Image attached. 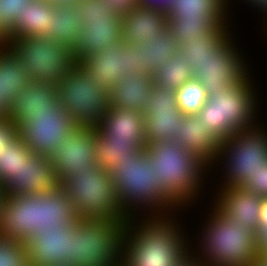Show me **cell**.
<instances>
[{"label":"cell","instance_id":"cell-32","mask_svg":"<svg viewBox=\"0 0 267 266\" xmlns=\"http://www.w3.org/2000/svg\"><path fill=\"white\" fill-rule=\"evenodd\" d=\"M81 28L80 20L68 13L67 1L54 0V18H51L50 32L45 38L56 40L74 50L78 44V33Z\"/></svg>","mask_w":267,"mask_h":266},{"label":"cell","instance_id":"cell-4","mask_svg":"<svg viewBox=\"0 0 267 266\" xmlns=\"http://www.w3.org/2000/svg\"><path fill=\"white\" fill-rule=\"evenodd\" d=\"M153 160L156 179L162 191L181 209L185 210L202 199L208 179L209 166L191 151L175 141L150 143L145 146ZM208 172V173H207ZM205 177V178H204ZM206 183V184H205Z\"/></svg>","mask_w":267,"mask_h":266},{"label":"cell","instance_id":"cell-29","mask_svg":"<svg viewBox=\"0 0 267 266\" xmlns=\"http://www.w3.org/2000/svg\"><path fill=\"white\" fill-rule=\"evenodd\" d=\"M136 47L137 72L156 74L179 50L169 28L156 39L141 42Z\"/></svg>","mask_w":267,"mask_h":266},{"label":"cell","instance_id":"cell-36","mask_svg":"<svg viewBox=\"0 0 267 266\" xmlns=\"http://www.w3.org/2000/svg\"><path fill=\"white\" fill-rule=\"evenodd\" d=\"M33 152L28 149L19 133L9 142L0 155V185L14 177L25 160Z\"/></svg>","mask_w":267,"mask_h":266},{"label":"cell","instance_id":"cell-10","mask_svg":"<svg viewBox=\"0 0 267 266\" xmlns=\"http://www.w3.org/2000/svg\"><path fill=\"white\" fill-rule=\"evenodd\" d=\"M57 95L73 122L86 128H97L110 106V95L96 87L78 63L57 86Z\"/></svg>","mask_w":267,"mask_h":266},{"label":"cell","instance_id":"cell-3","mask_svg":"<svg viewBox=\"0 0 267 266\" xmlns=\"http://www.w3.org/2000/svg\"><path fill=\"white\" fill-rule=\"evenodd\" d=\"M207 207L198 240L190 241V258L200 266H248L259 255L256 234L224 217L211 203Z\"/></svg>","mask_w":267,"mask_h":266},{"label":"cell","instance_id":"cell-19","mask_svg":"<svg viewBox=\"0 0 267 266\" xmlns=\"http://www.w3.org/2000/svg\"><path fill=\"white\" fill-rule=\"evenodd\" d=\"M216 191V192H215ZM213 191L212 205L227 219L248 227L257 234L260 225L262 197L242 187H227Z\"/></svg>","mask_w":267,"mask_h":266},{"label":"cell","instance_id":"cell-38","mask_svg":"<svg viewBox=\"0 0 267 266\" xmlns=\"http://www.w3.org/2000/svg\"><path fill=\"white\" fill-rule=\"evenodd\" d=\"M0 266H30L26 245L0 236Z\"/></svg>","mask_w":267,"mask_h":266},{"label":"cell","instance_id":"cell-40","mask_svg":"<svg viewBox=\"0 0 267 266\" xmlns=\"http://www.w3.org/2000/svg\"><path fill=\"white\" fill-rule=\"evenodd\" d=\"M18 134V126L7 117H0V155L9 142Z\"/></svg>","mask_w":267,"mask_h":266},{"label":"cell","instance_id":"cell-1","mask_svg":"<svg viewBox=\"0 0 267 266\" xmlns=\"http://www.w3.org/2000/svg\"><path fill=\"white\" fill-rule=\"evenodd\" d=\"M178 216L182 217L179 212L130 217L122 237L121 265L182 266L186 263L190 259L191 239L187 226L181 218L178 221Z\"/></svg>","mask_w":267,"mask_h":266},{"label":"cell","instance_id":"cell-9","mask_svg":"<svg viewBox=\"0 0 267 266\" xmlns=\"http://www.w3.org/2000/svg\"><path fill=\"white\" fill-rule=\"evenodd\" d=\"M61 187L66 191L79 218H107L129 220L120 209L113 178L105 168L75 173L66 178Z\"/></svg>","mask_w":267,"mask_h":266},{"label":"cell","instance_id":"cell-30","mask_svg":"<svg viewBox=\"0 0 267 266\" xmlns=\"http://www.w3.org/2000/svg\"><path fill=\"white\" fill-rule=\"evenodd\" d=\"M233 19L230 18H168V28L178 47L185 41L212 39Z\"/></svg>","mask_w":267,"mask_h":266},{"label":"cell","instance_id":"cell-42","mask_svg":"<svg viewBox=\"0 0 267 266\" xmlns=\"http://www.w3.org/2000/svg\"><path fill=\"white\" fill-rule=\"evenodd\" d=\"M125 50L130 55L129 73L132 75H136V74H138V72H137V59H136V47H134V45L128 44L126 46Z\"/></svg>","mask_w":267,"mask_h":266},{"label":"cell","instance_id":"cell-12","mask_svg":"<svg viewBox=\"0 0 267 266\" xmlns=\"http://www.w3.org/2000/svg\"><path fill=\"white\" fill-rule=\"evenodd\" d=\"M234 32L236 31L231 30L210 51V57L200 63L194 73V78L203 84L208 96L238 84L250 71L253 72V69L249 67L251 66L249 65L251 63L248 62L250 59L246 58V55L242 52L243 49L237 45L240 43L236 42L239 39H235L236 35L233 34Z\"/></svg>","mask_w":267,"mask_h":266},{"label":"cell","instance_id":"cell-25","mask_svg":"<svg viewBox=\"0 0 267 266\" xmlns=\"http://www.w3.org/2000/svg\"><path fill=\"white\" fill-rule=\"evenodd\" d=\"M153 76L147 73H126L110 93V107L143 113L154 88Z\"/></svg>","mask_w":267,"mask_h":266},{"label":"cell","instance_id":"cell-28","mask_svg":"<svg viewBox=\"0 0 267 266\" xmlns=\"http://www.w3.org/2000/svg\"><path fill=\"white\" fill-rule=\"evenodd\" d=\"M28 82L19 60L6 46H0V117H7L12 101Z\"/></svg>","mask_w":267,"mask_h":266},{"label":"cell","instance_id":"cell-49","mask_svg":"<svg viewBox=\"0 0 267 266\" xmlns=\"http://www.w3.org/2000/svg\"><path fill=\"white\" fill-rule=\"evenodd\" d=\"M258 252L267 259V241L258 249Z\"/></svg>","mask_w":267,"mask_h":266},{"label":"cell","instance_id":"cell-17","mask_svg":"<svg viewBox=\"0 0 267 266\" xmlns=\"http://www.w3.org/2000/svg\"><path fill=\"white\" fill-rule=\"evenodd\" d=\"M127 45V41L122 39L109 50L91 53L77 60V63L87 72L96 87L110 95L116 82L129 73L130 55L125 50Z\"/></svg>","mask_w":267,"mask_h":266},{"label":"cell","instance_id":"cell-33","mask_svg":"<svg viewBox=\"0 0 267 266\" xmlns=\"http://www.w3.org/2000/svg\"><path fill=\"white\" fill-rule=\"evenodd\" d=\"M194 78L186 55L179 49L176 54L153 76L154 84L176 91L185 82Z\"/></svg>","mask_w":267,"mask_h":266},{"label":"cell","instance_id":"cell-6","mask_svg":"<svg viewBox=\"0 0 267 266\" xmlns=\"http://www.w3.org/2000/svg\"><path fill=\"white\" fill-rule=\"evenodd\" d=\"M260 122L245 130L236 131L228 139L220 142L217 158L209 166V174L217 172L220 168L219 175L220 172L223 173L215 184L218 188L214 190L243 187L267 161V125L264 126L261 120Z\"/></svg>","mask_w":267,"mask_h":266},{"label":"cell","instance_id":"cell-41","mask_svg":"<svg viewBox=\"0 0 267 266\" xmlns=\"http://www.w3.org/2000/svg\"><path fill=\"white\" fill-rule=\"evenodd\" d=\"M251 7H253V9L258 10V12L262 13L261 16L265 15L264 17H261L263 18V22L262 24H265L264 26H262L263 28H265V31H264V34L267 33V0H252V3L250 5ZM267 35V34H266Z\"/></svg>","mask_w":267,"mask_h":266},{"label":"cell","instance_id":"cell-7","mask_svg":"<svg viewBox=\"0 0 267 266\" xmlns=\"http://www.w3.org/2000/svg\"><path fill=\"white\" fill-rule=\"evenodd\" d=\"M126 222L79 218L72 224L71 266H120Z\"/></svg>","mask_w":267,"mask_h":266},{"label":"cell","instance_id":"cell-8","mask_svg":"<svg viewBox=\"0 0 267 266\" xmlns=\"http://www.w3.org/2000/svg\"><path fill=\"white\" fill-rule=\"evenodd\" d=\"M5 46L19 60L21 70L32 82L57 87L77 64L72 48L45 37L7 39Z\"/></svg>","mask_w":267,"mask_h":266},{"label":"cell","instance_id":"cell-24","mask_svg":"<svg viewBox=\"0 0 267 266\" xmlns=\"http://www.w3.org/2000/svg\"><path fill=\"white\" fill-rule=\"evenodd\" d=\"M175 142L191 151L208 166L217 158L220 141L210 132L200 116L184 115Z\"/></svg>","mask_w":267,"mask_h":266},{"label":"cell","instance_id":"cell-48","mask_svg":"<svg viewBox=\"0 0 267 266\" xmlns=\"http://www.w3.org/2000/svg\"><path fill=\"white\" fill-rule=\"evenodd\" d=\"M5 197H6V194L4 192L3 186L0 185V222H1V216H2V210H3Z\"/></svg>","mask_w":267,"mask_h":266},{"label":"cell","instance_id":"cell-14","mask_svg":"<svg viewBox=\"0 0 267 266\" xmlns=\"http://www.w3.org/2000/svg\"><path fill=\"white\" fill-rule=\"evenodd\" d=\"M72 116L59 105L52 113L32 114L18 133L26 147L38 156L49 158L66 135L76 128Z\"/></svg>","mask_w":267,"mask_h":266},{"label":"cell","instance_id":"cell-11","mask_svg":"<svg viewBox=\"0 0 267 266\" xmlns=\"http://www.w3.org/2000/svg\"><path fill=\"white\" fill-rule=\"evenodd\" d=\"M67 11L80 20L78 44L74 49L76 60L91 53L109 50L122 40V16H106L100 0H66Z\"/></svg>","mask_w":267,"mask_h":266},{"label":"cell","instance_id":"cell-47","mask_svg":"<svg viewBox=\"0 0 267 266\" xmlns=\"http://www.w3.org/2000/svg\"><path fill=\"white\" fill-rule=\"evenodd\" d=\"M248 266H267V259L263 255H258Z\"/></svg>","mask_w":267,"mask_h":266},{"label":"cell","instance_id":"cell-13","mask_svg":"<svg viewBox=\"0 0 267 266\" xmlns=\"http://www.w3.org/2000/svg\"><path fill=\"white\" fill-rule=\"evenodd\" d=\"M97 128L77 126L53 150V163L58 182L75 173L92 170L96 166Z\"/></svg>","mask_w":267,"mask_h":266},{"label":"cell","instance_id":"cell-45","mask_svg":"<svg viewBox=\"0 0 267 266\" xmlns=\"http://www.w3.org/2000/svg\"><path fill=\"white\" fill-rule=\"evenodd\" d=\"M267 224V197L262 199L259 228Z\"/></svg>","mask_w":267,"mask_h":266},{"label":"cell","instance_id":"cell-21","mask_svg":"<svg viewBox=\"0 0 267 266\" xmlns=\"http://www.w3.org/2000/svg\"><path fill=\"white\" fill-rule=\"evenodd\" d=\"M59 105L56 86L29 81L12 101L7 118L19 129L32 114L52 113Z\"/></svg>","mask_w":267,"mask_h":266},{"label":"cell","instance_id":"cell-18","mask_svg":"<svg viewBox=\"0 0 267 266\" xmlns=\"http://www.w3.org/2000/svg\"><path fill=\"white\" fill-rule=\"evenodd\" d=\"M38 231V194L6 196L0 222V236L25 243Z\"/></svg>","mask_w":267,"mask_h":266},{"label":"cell","instance_id":"cell-44","mask_svg":"<svg viewBox=\"0 0 267 266\" xmlns=\"http://www.w3.org/2000/svg\"><path fill=\"white\" fill-rule=\"evenodd\" d=\"M257 248L259 249L267 241V224L258 229L256 234Z\"/></svg>","mask_w":267,"mask_h":266},{"label":"cell","instance_id":"cell-22","mask_svg":"<svg viewBox=\"0 0 267 266\" xmlns=\"http://www.w3.org/2000/svg\"><path fill=\"white\" fill-rule=\"evenodd\" d=\"M168 29L165 8L139 5L122 16V39L137 45L149 39H156Z\"/></svg>","mask_w":267,"mask_h":266},{"label":"cell","instance_id":"cell-16","mask_svg":"<svg viewBox=\"0 0 267 266\" xmlns=\"http://www.w3.org/2000/svg\"><path fill=\"white\" fill-rule=\"evenodd\" d=\"M59 187L61 184L57 180L51 160L35 153H32L16 175L3 185L6 196L51 194Z\"/></svg>","mask_w":267,"mask_h":266},{"label":"cell","instance_id":"cell-31","mask_svg":"<svg viewBox=\"0 0 267 266\" xmlns=\"http://www.w3.org/2000/svg\"><path fill=\"white\" fill-rule=\"evenodd\" d=\"M232 5L228 0H171L165 10L168 18H230Z\"/></svg>","mask_w":267,"mask_h":266},{"label":"cell","instance_id":"cell-26","mask_svg":"<svg viewBox=\"0 0 267 266\" xmlns=\"http://www.w3.org/2000/svg\"><path fill=\"white\" fill-rule=\"evenodd\" d=\"M39 231L61 230L79 221L66 191L59 187L51 194H38Z\"/></svg>","mask_w":267,"mask_h":266},{"label":"cell","instance_id":"cell-43","mask_svg":"<svg viewBox=\"0 0 267 266\" xmlns=\"http://www.w3.org/2000/svg\"><path fill=\"white\" fill-rule=\"evenodd\" d=\"M11 35V29L0 18V46H5L8 37Z\"/></svg>","mask_w":267,"mask_h":266},{"label":"cell","instance_id":"cell-50","mask_svg":"<svg viewBox=\"0 0 267 266\" xmlns=\"http://www.w3.org/2000/svg\"><path fill=\"white\" fill-rule=\"evenodd\" d=\"M182 266H200L199 264H196V262L194 260H192L191 258L184 263Z\"/></svg>","mask_w":267,"mask_h":266},{"label":"cell","instance_id":"cell-15","mask_svg":"<svg viewBox=\"0 0 267 266\" xmlns=\"http://www.w3.org/2000/svg\"><path fill=\"white\" fill-rule=\"evenodd\" d=\"M176 100L174 90L154 85L143 112L147 144L174 141L179 134L184 115Z\"/></svg>","mask_w":267,"mask_h":266},{"label":"cell","instance_id":"cell-20","mask_svg":"<svg viewBox=\"0 0 267 266\" xmlns=\"http://www.w3.org/2000/svg\"><path fill=\"white\" fill-rule=\"evenodd\" d=\"M72 225L35 233L26 245L30 266H71Z\"/></svg>","mask_w":267,"mask_h":266},{"label":"cell","instance_id":"cell-35","mask_svg":"<svg viewBox=\"0 0 267 266\" xmlns=\"http://www.w3.org/2000/svg\"><path fill=\"white\" fill-rule=\"evenodd\" d=\"M231 24L223 27L212 39H194L185 41L179 49L186 55L187 62L193 73L196 72L200 63L210 57V51L213 50L232 30Z\"/></svg>","mask_w":267,"mask_h":266},{"label":"cell","instance_id":"cell-2","mask_svg":"<svg viewBox=\"0 0 267 266\" xmlns=\"http://www.w3.org/2000/svg\"><path fill=\"white\" fill-rule=\"evenodd\" d=\"M153 167V160L144 147L108 171L113 178L120 209L129 218L182 213L162 191Z\"/></svg>","mask_w":267,"mask_h":266},{"label":"cell","instance_id":"cell-5","mask_svg":"<svg viewBox=\"0 0 267 266\" xmlns=\"http://www.w3.org/2000/svg\"><path fill=\"white\" fill-rule=\"evenodd\" d=\"M253 76L249 72L238 84L208 96L197 114L220 142L260 122L259 111L263 109Z\"/></svg>","mask_w":267,"mask_h":266},{"label":"cell","instance_id":"cell-37","mask_svg":"<svg viewBox=\"0 0 267 266\" xmlns=\"http://www.w3.org/2000/svg\"><path fill=\"white\" fill-rule=\"evenodd\" d=\"M175 93L177 105L183 115L198 114L208 98L203 84L195 78L185 82Z\"/></svg>","mask_w":267,"mask_h":266},{"label":"cell","instance_id":"cell-23","mask_svg":"<svg viewBox=\"0 0 267 266\" xmlns=\"http://www.w3.org/2000/svg\"><path fill=\"white\" fill-rule=\"evenodd\" d=\"M97 128L110 142L134 143L139 149L147 145L145 118L136 110L109 106Z\"/></svg>","mask_w":267,"mask_h":266},{"label":"cell","instance_id":"cell-46","mask_svg":"<svg viewBox=\"0 0 267 266\" xmlns=\"http://www.w3.org/2000/svg\"><path fill=\"white\" fill-rule=\"evenodd\" d=\"M171 0H140L141 5L166 8Z\"/></svg>","mask_w":267,"mask_h":266},{"label":"cell","instance_id":"cell-39","mask_svg":"<svg viewBox=\"0 0 267 266\" xmlns=\"http://www.w3.org/2000/svg\"><path fill=\"white\" fill-rule=\"evenodd\" d=\"M249 192L267 197V161L259 167L251 179L242 187Z\"/></svg>","mask_w":267,"mask_h":266},{"label":"cell","instance_id":"cell-27","mask_svg":"<svg viewBox=\"0 0 267 266\" xmlns=\"http://www.w3.org/2000/svg\"><path fill=\"white\" fill-rule=\"evenodd\" d=\"M51 18H54V0H33L16 18L8 39L45 37L50 32Z\"/></svg>","mask_w":267,"mask_h":266},{"label":"cell","instance_id":"cell-34","mask_svg":"<svg viewBox=\"0 0 267 266\" xmlns=\"http://www.w3.org/2000/svg\"><path fill=\"white\" fill-rule=\"evenodd\" d=\"M139 148L134 143L110 142L97 128L96 165L110 170L113 165H119Z\"/></svg>","mask_w":267,"mask_h":266}]
</instances>
